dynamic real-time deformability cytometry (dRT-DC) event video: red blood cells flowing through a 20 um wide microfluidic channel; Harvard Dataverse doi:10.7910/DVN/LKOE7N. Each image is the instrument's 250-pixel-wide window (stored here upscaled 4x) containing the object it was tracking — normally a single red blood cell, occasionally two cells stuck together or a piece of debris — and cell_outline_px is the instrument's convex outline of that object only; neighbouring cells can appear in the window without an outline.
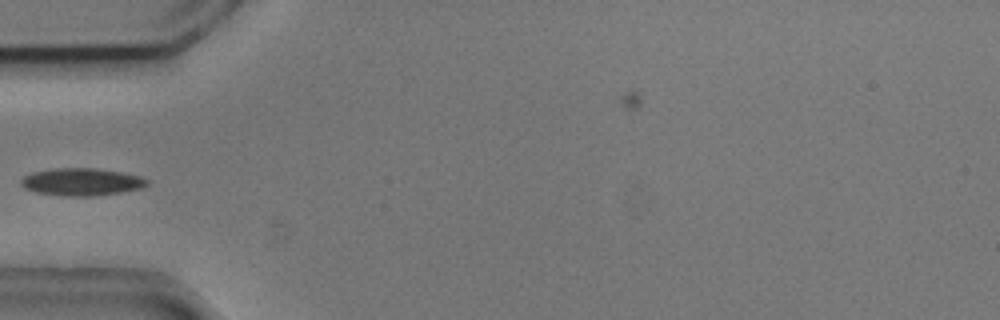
{"species": "common noctule bat (a hibernating species)", "species_latin": "Nyctalus noctula", "temperature_condition": "cold", "stored_images_in_passage": 6, "camera_frame_rate_fps": 3000, "um_per_image_px": 0.085, "animal": {"sex": "male", "body_mass_g": 20.5, "forearm_length_mm": 52.5}, "frame": {"image": 1, "passage_image": 5, "time_ms": 1.333, "image_size_px": [1000, 320], "cell_outline_px": [[148, 184], [140, 188], [120, 192], [92, 196], [68, 196], [36, 192], [24, 188], [20, 184], [20, 180], [24, 176], [32, 172], [52, 168], [96, 168], [120, 172], [140, 176], [148, 180]], "centroid_in_image_um": [6.9, 15.45], "position_along_channel_um": 78.1, "area_um2": 20.06}}